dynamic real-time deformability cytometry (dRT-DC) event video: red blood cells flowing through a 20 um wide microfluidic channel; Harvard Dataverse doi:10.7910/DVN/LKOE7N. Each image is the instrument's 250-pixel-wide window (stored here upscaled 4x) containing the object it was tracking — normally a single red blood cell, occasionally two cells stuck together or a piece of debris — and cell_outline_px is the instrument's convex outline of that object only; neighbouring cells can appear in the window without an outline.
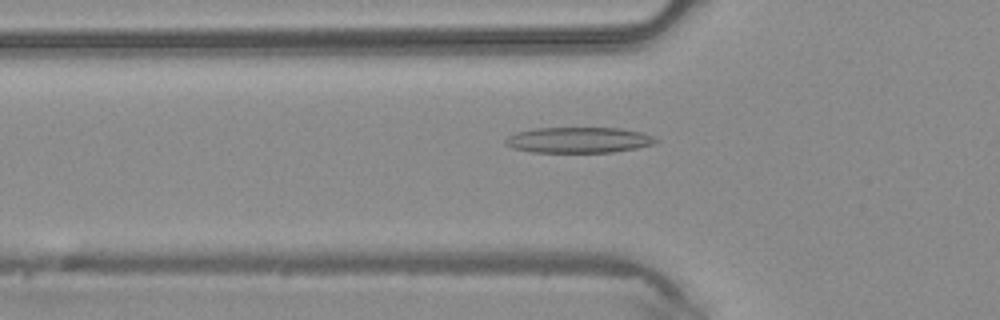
{"species": "common noctule bat (a hibernating species)", "species_latin": "Nyctalus noctula", "temperature_condition": "warm", "stored_images_in_passage": 44, "camera_frame_rate_fps": 3000, "um_per_image_px": 0.085, "animal": {"sex": "male", "body_mass_g": 20.4}, "frame": {"image": 1, "passage_image": 14, "time_ms": 4.333, "image_size_px": [1000, 320], "cell_outline_px": [[660, 140], [656, 144], [636, 148], [612, 152], [532, 152], [512, 148], [504, 144], [504, 140], [508, 136], [516, 132], [532, 128], [620, 128], [644, 132]], "centroid_in_image_um": [49.19, 11.9], "position_along_channel_um": 76.6, "area_um2": 22.77}}
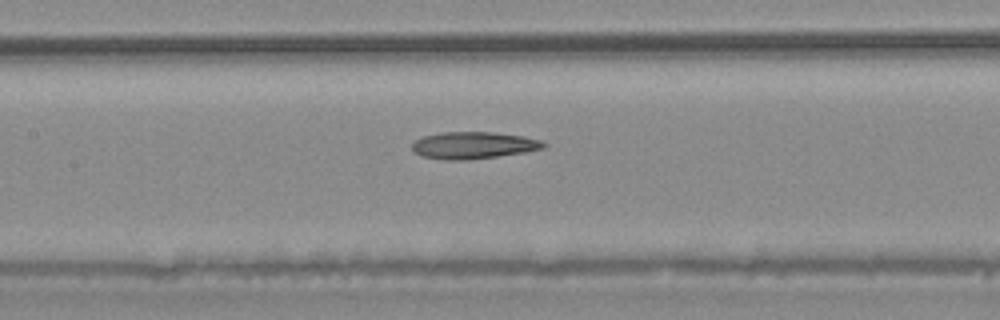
{"frame": {"image": 2, "passage_image": 20, "time_ms": 6.333, "image_size_px": [1000, 320], "cell_outline_px": [[548, 144], [544, 148], [524, 152], [468, 160], [444, 160], [424, 156], [412, 152], [412, 144], [416, 140], [424, 136], [440, 132], [492, 132], [524, 136], [544, 140]], "centroid_in_image_um": [40.27, 12.34], "position_along_channel_um": 167.1, "area_um2": 20.75}}
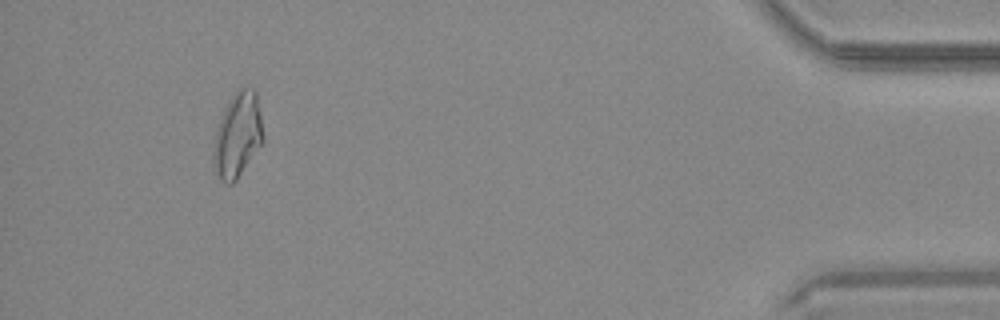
{"frame": {"image": 3, "passage_image": 41, "time_ms": 13.333, "image_size_px": [1000, 320], "cell_outline_px": [[264, 140], [236, 180], [232, 184], [224, 184], [220, 180], [212, 164], [212, 152], [216, 132], [224, 108], [236, 88], [256, 88], [264, 136]], "centroid_in_image_um": [20.19, 11.47], "position_along_channel_um": 415.0, "area_um2": 24.74}}